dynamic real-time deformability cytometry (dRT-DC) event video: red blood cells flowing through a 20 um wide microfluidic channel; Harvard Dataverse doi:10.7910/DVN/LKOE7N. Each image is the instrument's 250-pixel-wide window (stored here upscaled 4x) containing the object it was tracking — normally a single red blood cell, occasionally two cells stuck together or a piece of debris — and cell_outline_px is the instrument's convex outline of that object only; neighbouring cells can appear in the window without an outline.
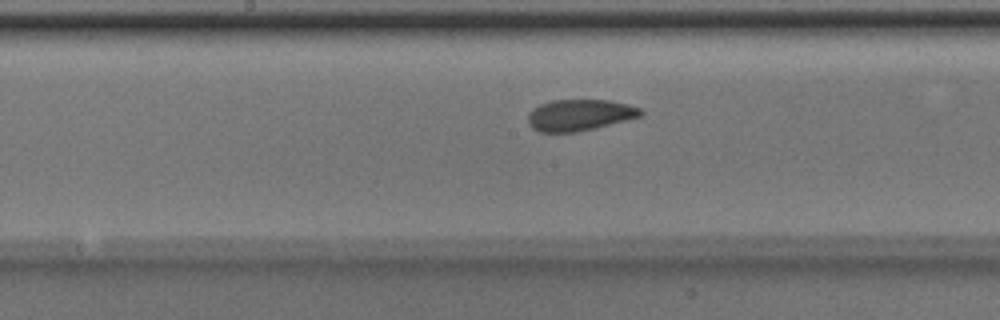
{"species": "Egyptian fruit bat (a non-hibernating species)", "species_latin": "Rousettus aegyptiacus", "temperature_condition": "room temperature", "stored_images_in_passage": 42, "camera_frame_rate_fps": 3000, "um_per_image_px": 0.085, "animal": {"sex": "male"}, "frame": {"image": 1, "passage_image": 17, "time_ms": 5.333, "image_size_px": [1000, 320], "cell_outline_px": [[644, 112], [640, 116], [628, 120], [596, 128], [576, 132], [540, 132], [532, 128], [528, 124], [528, 112], [540, 104], [552, 100], [608, 100], [628, 104], [640, 108]], "centroid_in_image_um": [49.26, 9.78], "position_along_channel_um": 198.9, "area_um2": 20.69}}
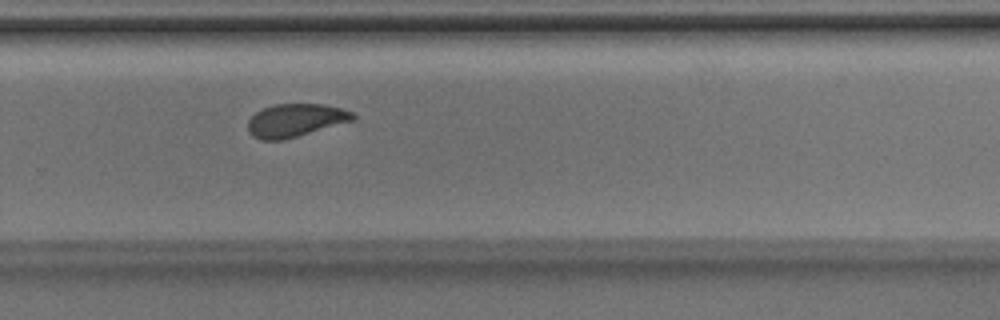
{"frame": {"image": 2, "passage_image": 25, "time_ms": 8.0, "image_size_px": [1000, 320], "cell_outline_px": [[356, 116], [352, 120], [296, 136], [280, 140], [260, 140], [252, 136], [248, 132], [248, 120], [256, 112], [272, 104], [324, 104], [356, 112]], "centroid_in_image_um": [25.08, 10.21], "position_along_channel_um": 304.7, "area_um2": 20.0}}
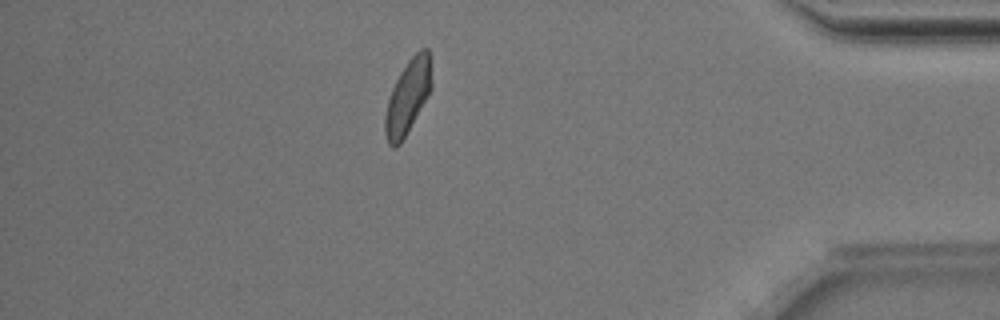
{"frame": {"image": 3, "passage_image": 35, "time_ms": 11.333, "image_size_px": [1000, 320], "cell_outline_px": [[432, 88], [428, 96], [400, 144], [396, 148], [392, 148], [388, 144], [384, 132], [384, 116], [388, 100], [392, 88], [400, 72], [408, 60], [420, 48], [428, 48], [432, 84]], "centroid_in_image_um": [34.64, 8.24], "position_along_channel_um": 400.6, "area_um2": 20.0}, "authors_computed_cell_mechanics": {"area_um2": 20.4612, "velocity_mm_per_s": 3.9915, "shape_relaxation_time_tau1_ms": 5.6526, "shape_relaxation_time_tau2_ms": 1.5613, "deformation_change_tau1": 0.1338, "deformation_change_tau2": 0.0792}}